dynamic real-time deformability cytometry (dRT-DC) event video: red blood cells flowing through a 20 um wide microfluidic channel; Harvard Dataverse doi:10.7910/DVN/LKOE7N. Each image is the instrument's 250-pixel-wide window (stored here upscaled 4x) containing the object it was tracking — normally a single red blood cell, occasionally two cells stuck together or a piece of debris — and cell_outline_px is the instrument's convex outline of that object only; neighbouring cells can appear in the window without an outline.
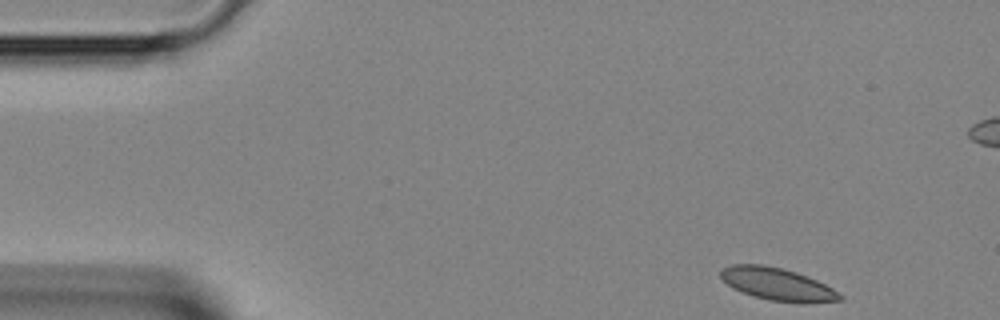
{"species": "Egyptian fruit bat (a non-hibernating species)", "species_latin": "Rousettus aegyptiacus", "temperature_condition": "room temperature", "stored_images_in_passage": 41, "camera_frame_rate_fps": 3000, "um_per_image_px": 0.085, "animal": {"sex": "female"}, "frame": {"image": 1, "passage_image": 1, "time_ms": 0.0, "image_size_px": [1000, 320], "cell_outline_px": [[844, 300], [804, 304], [800, 304], [768, 300], [732, 288], [720, 276], [720, 272], [724, 268], [732, 264], [760, 264], [784, 268], [796, 272], [816, 280], [832, 288], [844, 296]], "centroid_in_image_um": [66.13, 24.17], "position_along_channel_um": 18.9, "area_um2": 22.66}}
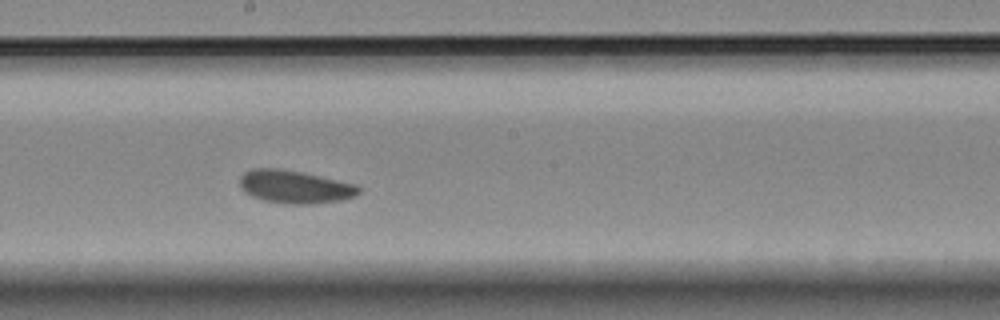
{"frame": {"image": 2, "passage_image": 20, "time_ms": 6.333, "image_size_px": [1000, 320], "cell_outline_px": [[360, 192], [356, 196], [340, 200], [312, 204], [284, 204], [264, 200], [252, 196], [244, 192], [240, 184], [240, 176], [244, 172], [252, 168], [280, 168], [300, 172], [356, 184], [360, 188]], "centroid_in_image_um": [25.04, 15.88], "position_along_channel_um": 223.2, "area_um2": 22.83}}
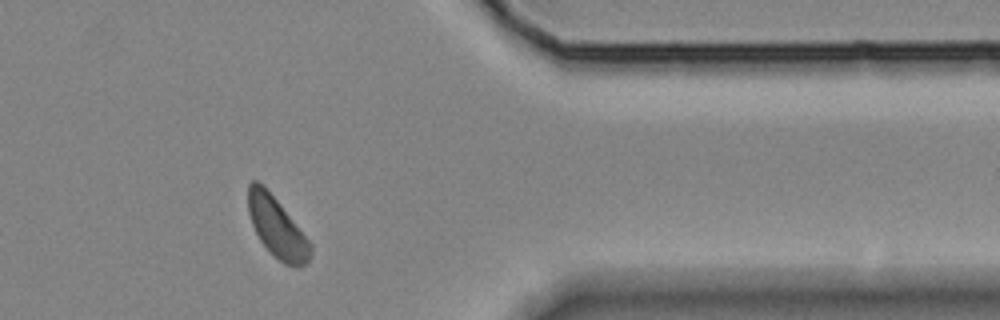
{"frame": {"image": 3, "passage_image": 32, "time_ms": 10.333, "image_size_px": [1000, 320], "cell_outline_px": [[312, 256], [300, 268], [296, 268], [284, 264], [260, 240], [252, 224], [248, 212], [248, 184], [252, 180], [256, 180], [264, 184], [312, 244]], "centroid_in_image_um": [23.55, 19.31], "position_along_channel_um": 387.9, "area_um2": 21.73}}